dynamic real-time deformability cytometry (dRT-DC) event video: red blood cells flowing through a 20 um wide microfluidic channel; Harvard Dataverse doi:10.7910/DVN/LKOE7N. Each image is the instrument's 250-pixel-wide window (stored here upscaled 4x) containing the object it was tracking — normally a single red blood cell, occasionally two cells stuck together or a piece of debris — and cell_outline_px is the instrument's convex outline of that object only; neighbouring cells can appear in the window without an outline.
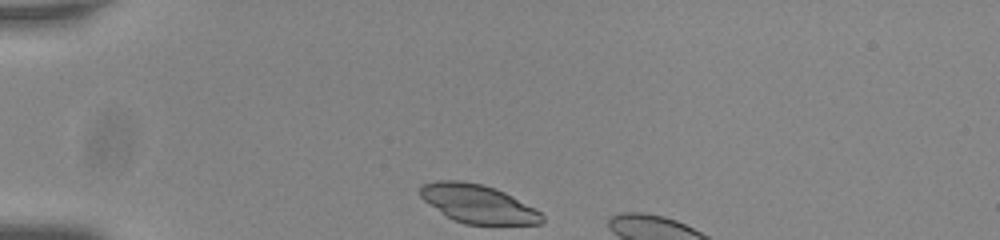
{"species": "common noctule bat (a hibernating species)", "species_latin": "Nyctalus noctula", "temperature_condition": "room temperature", "stored_images_in_passage": 5, "camera_frame_rate_fps": 3000, "um_per_image_px": 0.085, "animal": {"sex": "male", "body_mass_g": 20.0, "forearm_length_mm": 53.3}, "frame": {"image": 1, "passage_image": 1, "time_ms": 0.0, "image_size_px": [1000, 240], "cell_outline_px": [[544, 220], [540, 224], [464, 224], [452, 220], [424, 200], [420, 196], [420, 184], [436, 180], [460, 180], [484, 184], [496, 188], [512, 196], [540, 212], [544, 216]], "centroid_in_image_um": [40.59, 17.31], "position_along_channel_um": 44.4, "area_um2": 27.28}}